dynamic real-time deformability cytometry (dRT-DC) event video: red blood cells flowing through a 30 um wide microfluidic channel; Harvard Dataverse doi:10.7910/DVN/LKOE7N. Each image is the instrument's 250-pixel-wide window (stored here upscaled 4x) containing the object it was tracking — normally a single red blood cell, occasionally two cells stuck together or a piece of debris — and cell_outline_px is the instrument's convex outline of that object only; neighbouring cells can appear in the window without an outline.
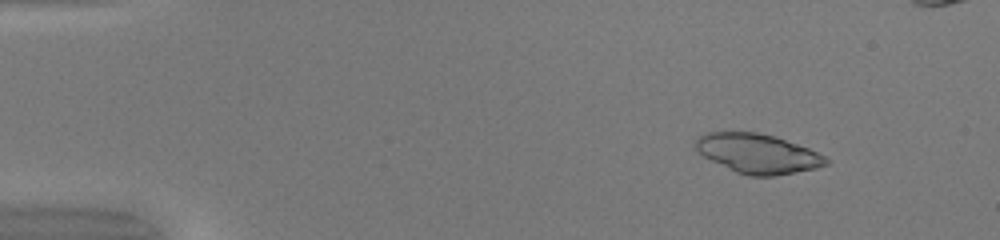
{"species": "common noctule bat (a hibernating species)", "species_latin": "Nyctalus noctula", "temperature_condition": "warm", "stored_images_in_passage": 50, "camera_frame_rate_fps": 3000, "um_per_image_px": 0.085, "animal": {"sex": "female", "body_mass_g": 20.0, "forearm_length_mm": 54.0}, "frame": {"image": 1, "passage_image": 6, "time_ms": 1.667, "image_size_px": [1000, 240], "cell_outline_px": [[828, 164], [816, 168], [776, 176], [748, 176], [736, 172], [704, 156], [696, 148], [696, 140], [700, 136], [708, 132], [756, 132], [772, 136], [808, 148], [824, 156], [828, 160]], "centroid_in_image_um": [64.42, 13.06], "position_along_channel_um": 20.6, "area_um2": 29.42}}